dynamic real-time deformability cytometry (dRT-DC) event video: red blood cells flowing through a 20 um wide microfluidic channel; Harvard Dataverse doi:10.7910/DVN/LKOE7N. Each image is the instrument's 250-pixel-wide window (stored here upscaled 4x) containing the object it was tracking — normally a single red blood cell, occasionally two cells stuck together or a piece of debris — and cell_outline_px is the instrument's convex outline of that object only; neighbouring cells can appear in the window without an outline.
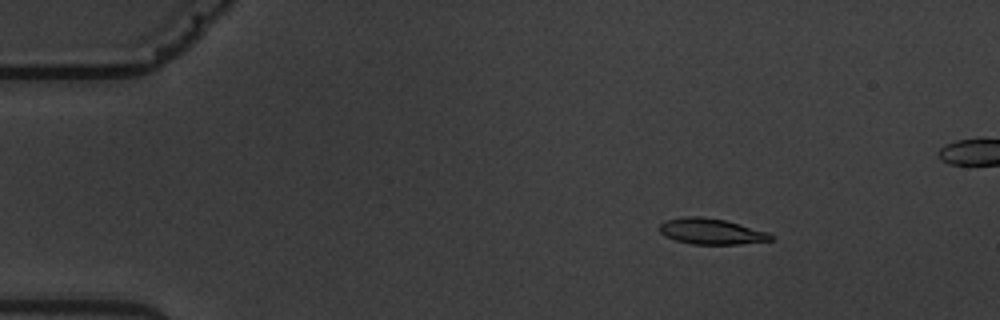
{"species": "common noctule bat (a hibernating species)", "species_latin": "Nyctalus noctula", "temperature_condition": "warm", "stored_images_in_passage": 7, "camera_frame_rate_fps": 3000, "um_per_image_px": 0.085, "animal": {"sex": "male", "body_mass_g": 19.5, "forearm_length_mm": 54.6}, "frame": {"image": 1, "passage_image": 3, "time_ms": 2.333, "image_size_px": [1000, 320], "cell_outline_px": [[776, 236], [772, 240], [740, 244], [692, 244], [676, 240], [664, 236], [660, 232], [660, 224], [668, 220], [684, 216], [700, 216], [724, 220], [768, 232]], "centroid_in_image_um": [60.47, 19.67], "position_along_channel_um": 24.5, "area_um2": 16.65}}
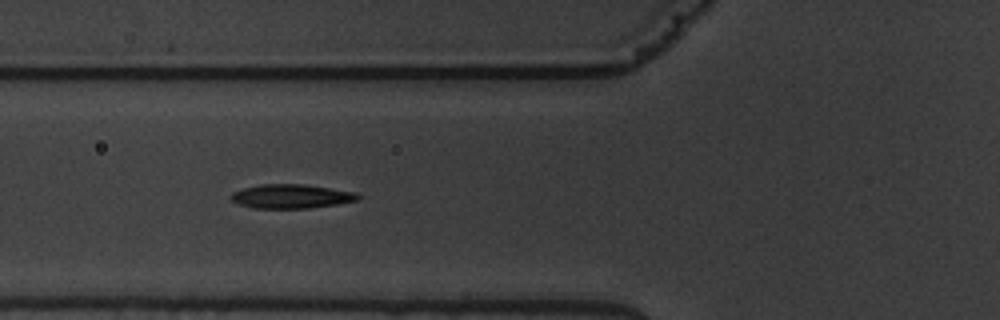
{"frame": {"image": 2, "passage_image": 7, "time_ms": 6.667, "image_size_px": [1000, 320], "cell_outline_px": [[360, 200], [336, 204], [308, 208], [252, 208], [240, 204], [232, 200], [228, 196], [232, 192], [244, 188], [260, 184], [304, 184], [356, 192], [360, 196]], "centroid_in_image_um": [24.75, 16.68], "position_along_channel_um": 101.1, "area_um2": 17.8}}